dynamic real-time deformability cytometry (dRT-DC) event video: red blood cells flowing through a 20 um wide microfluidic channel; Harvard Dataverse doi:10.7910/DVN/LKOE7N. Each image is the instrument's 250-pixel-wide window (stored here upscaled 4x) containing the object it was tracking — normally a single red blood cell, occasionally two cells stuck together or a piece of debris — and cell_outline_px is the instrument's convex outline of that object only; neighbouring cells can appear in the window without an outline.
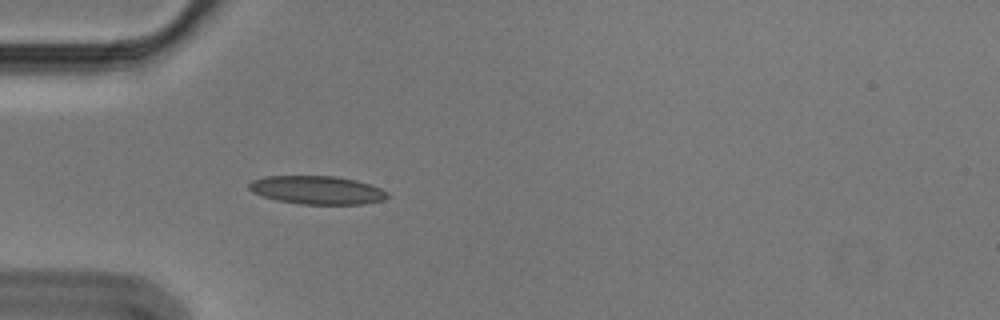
{"species": "Egyptian fruit bat (a non-hibernating species)", "species_latin": "Rousettus aegyptiacus", "temperature_condition": "cold", "stored_images_in_passage": 40, "camera_frame_rate_fps": 3000, "um_per_image_px": 0.085, "animal": {"sex": "male"}, "frame": {"image": 1, "passage_image": 1, "time_ms": 0.0, "image_size_px": [1000, 320], "cell_outline_px": [[388, 196], [384, 200], [364, 204], [300, 204], [276, 200], [252, 192], [248, 188], [248, 184], [252, 180], [264, 176], [336, 176], [356, 180], [380, 188], [388, 192]], "centroid_in_image_um": [26.94, 16.15], "position_along_channel_um": 58.1, "area_um2": 22.89}}
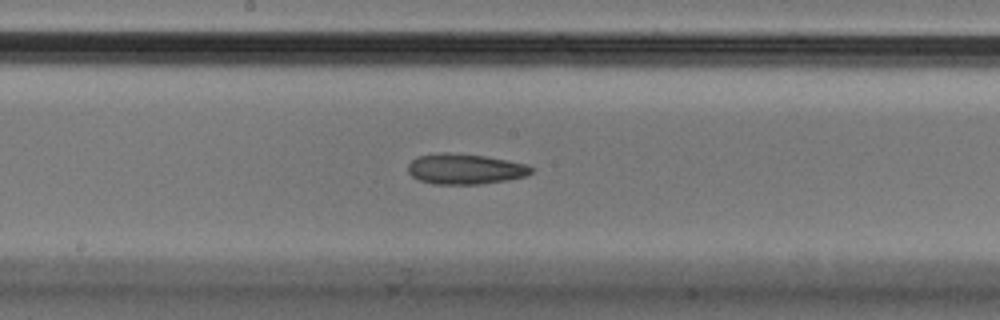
{"frame": {"image": 2, "passage_image": 14, "time_ms": 4.333, "image_size_px": [1000, 320], "cell_outline_px": [[532, 172], [524, 176], [504, 180], [480, 184], [436, 184], [420, 180], [412, 176], [408, 172], [408, 164], [416, 156], [440, 152], [444, 152], [484, 156], [528, 164], [532, 168]], "centroid_in_image_um": [39.49, 14.35], "position_along_channel_um": 208.7, "area_um2": 21.68}}
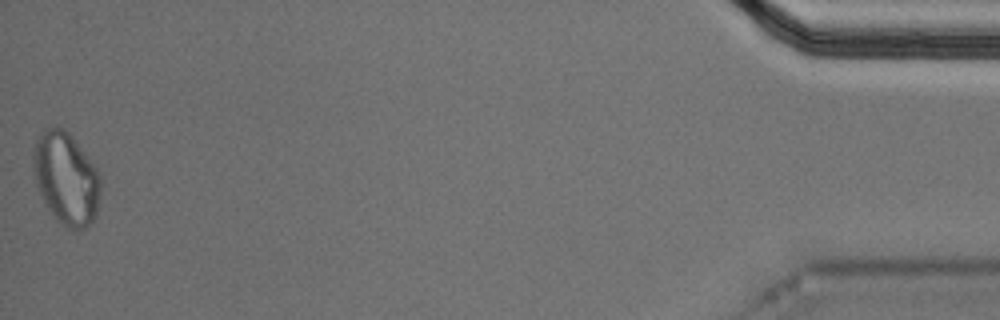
{"frame": {"image": 3, "passage_image": 40, "time_ms": 13.0, "image_size_px": [1000, 320], "cell_outline_px": [[100, 192], [96, 216], [84, 228], [72, 232], [56, 220], [44, 204], [36, 184], [32, 168], [32, 152], [36, 140], [44, 128], [64, 128], [72, 136], [96, 168], [100, 176]], "centroid_in_image_um": [5.59, 15.19], "position_along_channel_um": 429.6, "area_um2": 36.47}, "authors_computed_cell_mechanics": {"area_um2": 22.3108, "velocity_mm_per_s": 3.5769, "shape_relaxation_time_tau1_ms": null, "shape_relaxation_time_tau2_ms": 7.6729, "deformation_change_tau1": null, "deformation_change_tau2": 0.1519}}